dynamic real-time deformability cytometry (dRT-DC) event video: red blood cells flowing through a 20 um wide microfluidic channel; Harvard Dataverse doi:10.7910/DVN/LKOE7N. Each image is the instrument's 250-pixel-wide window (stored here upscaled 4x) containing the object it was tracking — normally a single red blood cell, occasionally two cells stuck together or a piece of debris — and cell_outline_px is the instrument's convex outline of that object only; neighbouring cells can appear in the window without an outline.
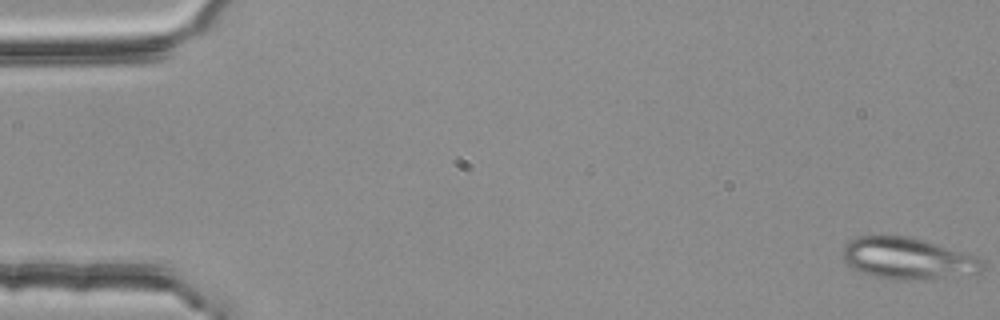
{"species": "common noctule bat (a hibernating species)", "species_latin": "Nyctalus noctula", "temperature_condition": "room temperature", "stored_images_in_passage": 53, "segment_of_instrument_passage": [1, 2], "camera_frame_rate_fps": 3000, "um_per_image_px": 0.085, "animal": {"sex": "female", "body_mass_g": 25.1}, "frame": {"image": 1, "passage_image": 1, "time_ms": 0.0, "image_size_px": [1000, 320], "cell_outline_px": [[984, 268], [980, 272], [916, 280], [896, 280], [868, 276], [852, 268], [844, 260], [844, 244], [848, 240], [856, 236], [908, 236], [924, 240], [976, 256], [984, 260]], "centroid_in_image_um": [77.11, 21.97], "position_along_channel_um": 7.9, "area_um2": 33.81}}